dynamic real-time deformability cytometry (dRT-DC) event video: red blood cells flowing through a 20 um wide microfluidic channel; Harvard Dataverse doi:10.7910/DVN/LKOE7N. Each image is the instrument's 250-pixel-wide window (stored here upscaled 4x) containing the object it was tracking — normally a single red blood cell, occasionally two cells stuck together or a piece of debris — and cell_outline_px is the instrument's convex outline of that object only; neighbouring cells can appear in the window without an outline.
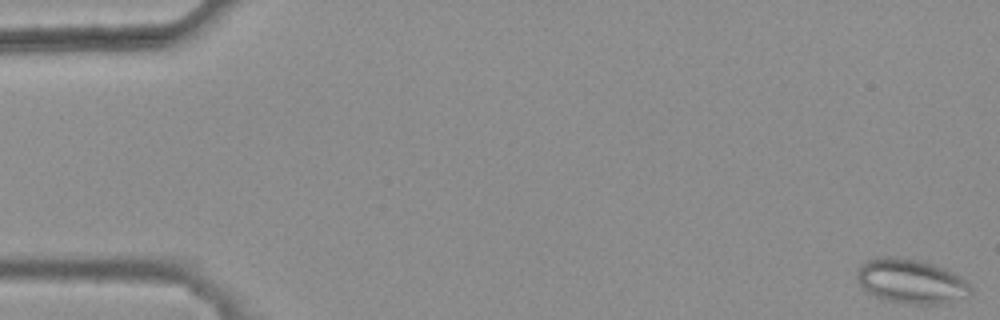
{"species": "common noctule bat (a hibernating species)", "species_latin": "Nyctalus noctula", "temperature_condition": "warm", "stored_images_in_passage": 46, "camera_frame_rate_fps": 3000, "um_per_image_px": 0.085, "animal": {"sex": "female", "body_mass_g": 25.1}, "frame": {"image": 1, "passage_image": 1, "time_ms": 0.0, "image_size_px": [1000, 320], "cell_outline_px": [[972, 296], [940, 304], [912, 304], [888, 300], [872, 296], [856, 280], [856, 272], [860, 264], [864, 260], [872, 256], [892, 256], [920, 260], [944, 268], [952, 272], [964, 280], [972, 288]], "centroid_in_image_um": [77.4, 23.89], "position_along_channel_um": 7.6, "area_um2": 29.82}}
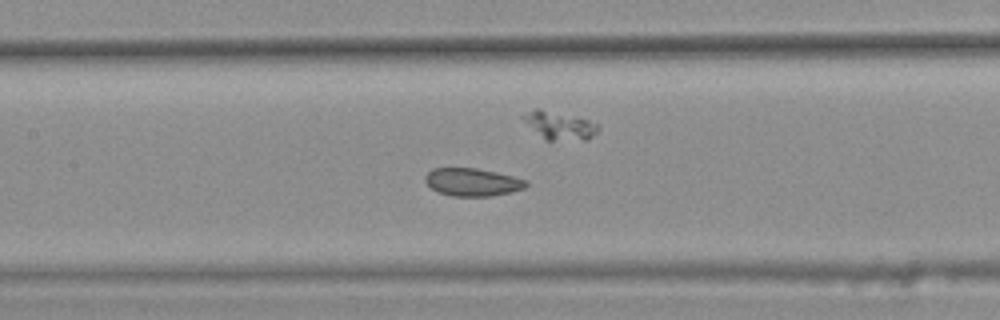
{"frame": {"image": 2, "passage_image": 25, "time_ms": 8.0, "image_size_px": [1000, 320], "cell_outline_px": [[528, 184], [524, 188], [492, 196], [452, 196], [436, 192], [424, 180], [424, 176], [432, 168], [476, 168], [496, 172], [528, 180]], "centroid_in_image_um": [40.13, 15.47], "position_along_channel_um": 167.3, "area_um2": 16.36}}
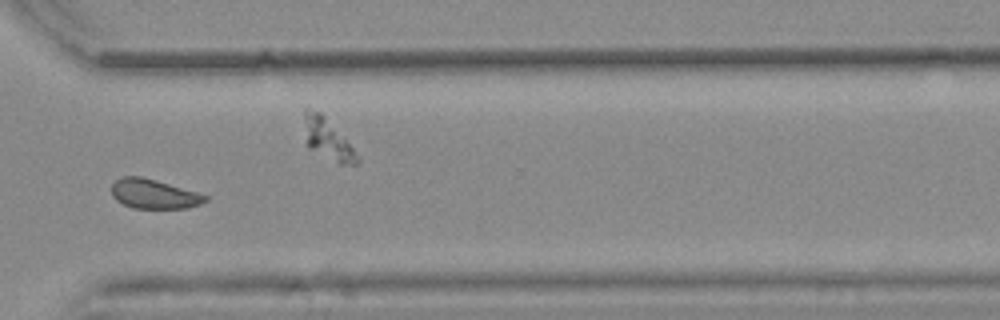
{"frame": {"image": 3, "passage_image": 40, "time_ms": 13.0, "image_size_px": [1000, 320], "cell_outline_px": [[208, 200], [200, 204], [184, 208], [132, 208], [116, 200], [112, 196], [112, 184], [116, 180], [124, 176], [140, 176], [156, 180], [196, 192], [208, 196]], "centroid_in_image_um": [13.06, 16.49], "position_along_channel_um": 357.5, "area_um2": 15.9}, "authors_computed_cell_mechanics": {"area_um2": 17.4267, "velocity_mm_per_s": 3.7957, "shape_relaxation_time_tau1_ms": null, "shape_relaxation_time_tau2_ms": 1.6288, "deformation_change_tau1": null, "deformation_change_tau2": 0.0485}}